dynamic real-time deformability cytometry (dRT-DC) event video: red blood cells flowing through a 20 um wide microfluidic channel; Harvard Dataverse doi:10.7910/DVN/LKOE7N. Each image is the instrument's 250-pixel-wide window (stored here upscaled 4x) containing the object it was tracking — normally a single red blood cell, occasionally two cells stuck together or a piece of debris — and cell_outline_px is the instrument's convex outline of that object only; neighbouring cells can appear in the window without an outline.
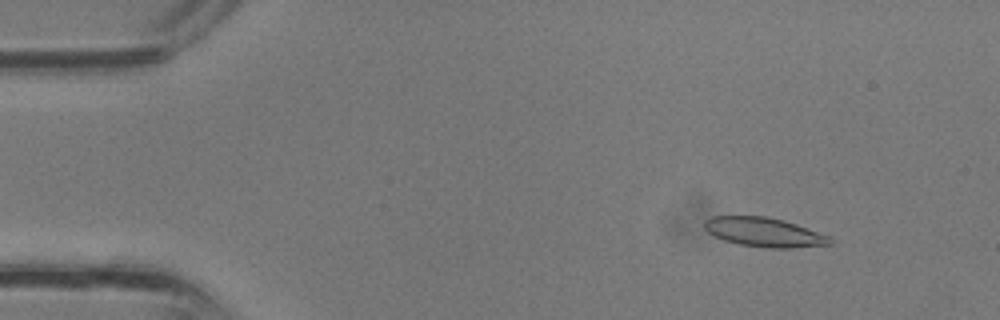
{"species": "common noctule bat (a hibernating species)", "species_latin": "Nyctalus noctula", "temperature_condition": "room temperature", "stored_images_in_passage": 34, "camera_frame_rate_fps": 3000, "um_per_image_px": 0.085, "animal": {"sex": "male", "body_mass_g": 13.3}, "frame": {"image": 1, "passage_image": 3, "time_ms": 0.667, "image_size_px": [1000, 320], "cell_outline_px": [[832, 244], [792, 248], [764, 248], [740, 244], [724, 240], [708, 232], [704, 228], [704, 220], [712, 216], [764, 216], [784, 220], [832, 236]], "centroid_in_image_um": [64.98, 19.74], "position_along_channel_um": 20.0, "area_um2": 21.5}}
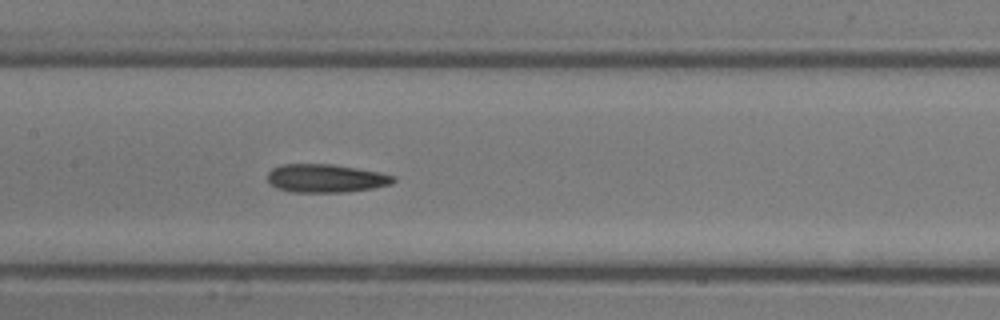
{"frame": {"image": 2, "passage_image": 16, "time_ms": 5.0, "image_size_px": [1000, 320], "cell_outline_px": [[396, 180], [392, 184], [372, 188], [348, 192], [292, 192], [276, 188], [268, 180], [268, 172], [272, 168], [280, 164], [332, 164], [380, 172], [396, 176]], "centroid_in_image_um": [27.71, 15.15], "position_along_channel_um": 179.7, "area_um2": 20.87}}
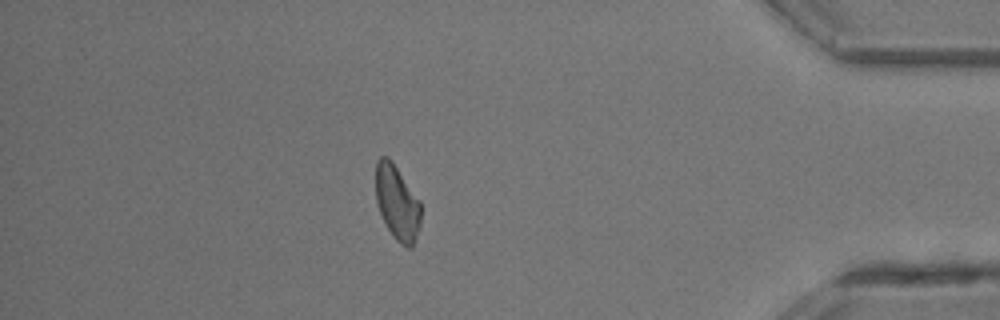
{"frame": {"image": 3, "passage_image": 30, "time_ms": 9.667, "image_size_px": [1000, 320], "cell_outline_px": [[420, 228], [412, 248], [408, 248], [400, 244], [396, 240], [388, 228], [380, 212], [376, 200], [376, 160], [380, 156], [388, 156], [392, 160], [420, 200]], "centroid_in_image_um": [33.77, 17.21], "position_along_channel_um": 401.4, "area_um2": 19.77}}